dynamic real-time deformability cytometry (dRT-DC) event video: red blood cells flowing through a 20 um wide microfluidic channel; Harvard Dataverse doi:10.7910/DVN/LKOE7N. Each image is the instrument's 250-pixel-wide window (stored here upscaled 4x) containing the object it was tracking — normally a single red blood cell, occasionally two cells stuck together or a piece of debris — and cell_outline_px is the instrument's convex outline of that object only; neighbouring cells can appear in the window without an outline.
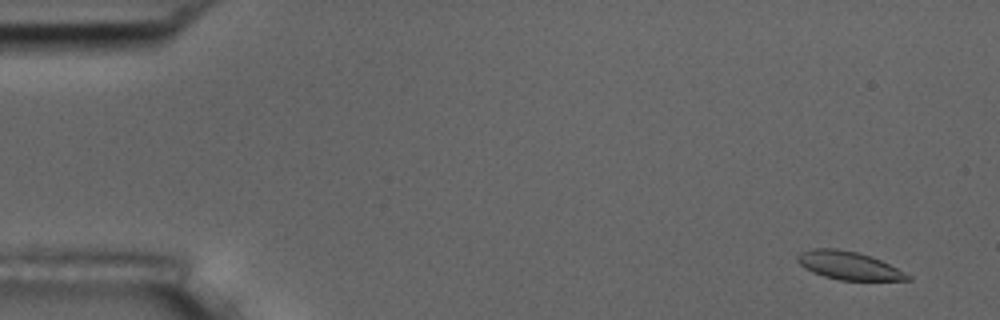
{"species": "common noctule bat (a hibernating species)", "species_latin": "Nyctalus noctula", "temperature_condition": "room temperature", "stored_images_in_passage": 6, "camera_frame_rate_fps": 3000, "um_per_image_px": 0.085, "animal": {"sex": "male", "body_mass_g": 17.5, "forearm_length_mm": 52.3}, "frame": {"image": 1, "passage_image": 1, "time_ms": 0.0, "image_size_px": [1000, 320], "cell_outline_px": [[912, 280], [840, 280], [824, 276], [812, 272], [804, 268], [796, 260], [796, 256], [800, 252], [812, 248], [836, 248], [856, 252], [872, 256], [912, 276]], "centroid_in_image_um": [72.1, 22.56], "position_along_channel_um": 12.9, "area_um2": 18.03}}
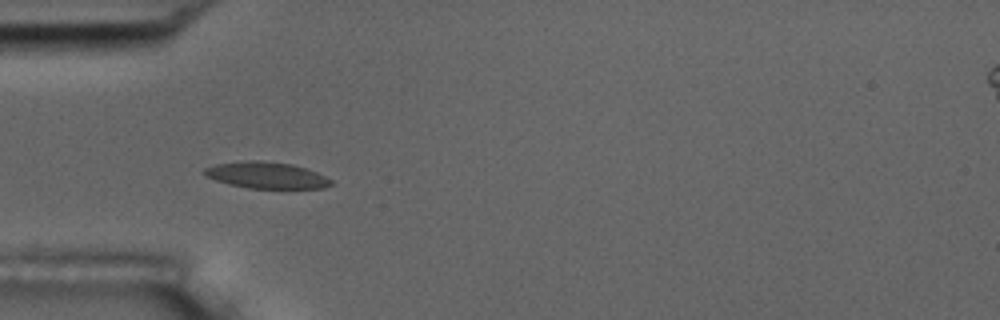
{"frame": {"image": 2, "passage_image": 5, "time_ms": 4.667, "image_size_px": [1000, 320], "cell_outline_px": [[332, 184], [324, 188], [248, 188], [216, 180], [208, 176], [204, 172], [204, 168], [216, 164], [248, 160], [256, 160], [292, 164], [316, 172], [332, 180]], "centroid_in_image_um": [22.67, 14.89], "position_along_channel_um": 62.3, "area_um2": 19.13}}